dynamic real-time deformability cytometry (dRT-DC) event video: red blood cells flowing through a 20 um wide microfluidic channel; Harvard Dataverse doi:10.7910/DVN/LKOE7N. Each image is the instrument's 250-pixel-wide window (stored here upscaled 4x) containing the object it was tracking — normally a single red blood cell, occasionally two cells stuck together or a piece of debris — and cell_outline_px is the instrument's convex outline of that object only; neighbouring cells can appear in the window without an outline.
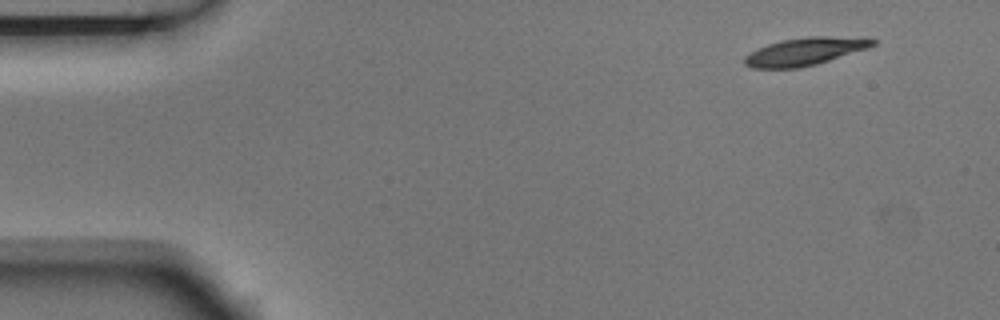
{"species": "Egyptian fruit bat (a non-hibernating species)", "species_latin": "Rousettus aegyptiacus", "temperature_condition": "room temperature", "stored_images_in_passage": 4, "camera_frame_rate_fps": 3000, "um_per_image_px": 0.085, "animal": {"sex": "male"}, "frame": {"image": 1, "passage_image": 1, "time_ms": 0.0, "image_size_px": [1000, 320], "cell_outline_px": [[876, 44], [868, 48], [816, 64], [800, 68], [752, 68], [744, 64], [744, 56], [768, 44], [784, 40], [808, 36], [828, 36], [876, 40]], "centroid_in_image_um": [68.38, 4.39], "position_along_channel_um": 16.6, "area_um2": 20.23}}
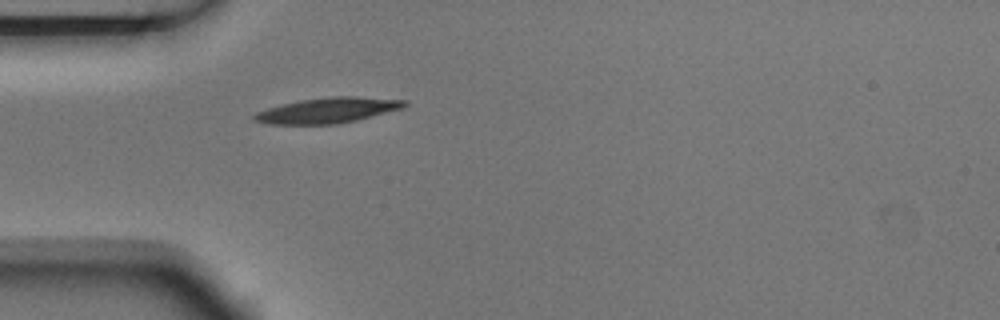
{"frame": {"image": 2, "passage_image": 4, "time_ms": 1.0, "image_size_px": [1000, 320], "cell_outline_px": [[408, 104], [404, 108], [356, 120], [336, 124], [268, 124], [252, 120], [252, 116], [256, 112], [268, 108], [300, 100], [328, 96], [356, 96], [408, 100]], "centroid_in_image_um": [27.89, 9.37], "position_along_channel_um": 57.1, "area_um2": 22.31}}